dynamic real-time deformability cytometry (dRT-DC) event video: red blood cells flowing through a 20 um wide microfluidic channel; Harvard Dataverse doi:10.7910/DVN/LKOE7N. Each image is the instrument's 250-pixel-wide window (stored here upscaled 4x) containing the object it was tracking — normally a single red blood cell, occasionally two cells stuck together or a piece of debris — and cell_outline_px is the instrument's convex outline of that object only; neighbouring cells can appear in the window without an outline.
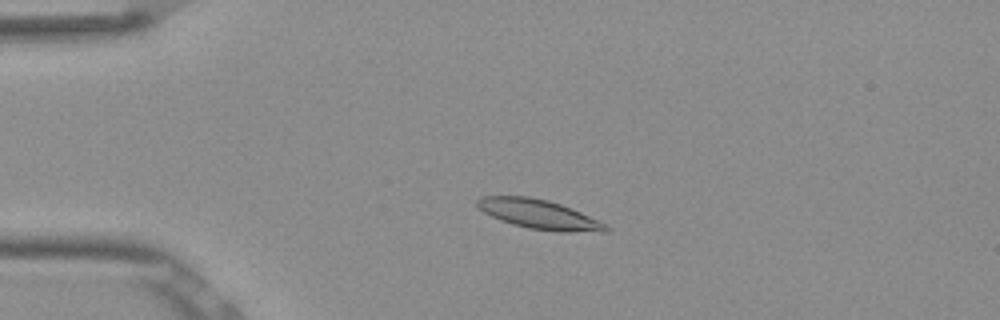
{"species": "Egyptian fruit bat (a non-hibernating species)", "species_latin": "Rousettus aegyptiacus", "temperature_condition": "room temperature", "stored_images_in_passage": 53, "camera_frame_rate_fps": 3000, "um_per_image_px": 0.085, "frame": {"image": 1, "passage_image": 12, "time_ms": 3.667, "image_size_px": [1000, 320], "cell_outline_px": [[608, 232], [560, 232], [528, 228], [512, 224], [500, 220], [484, 212], [476, 204], [476, 200], [480, 196], [528, 196], [548, 200], [560, 204], [580, 212], [604, 224], [608, 228]], "centroid_in_image_um": [45.78, 18.22], "position_along_channel_um": 39.2, "area_um2": 21.79}}
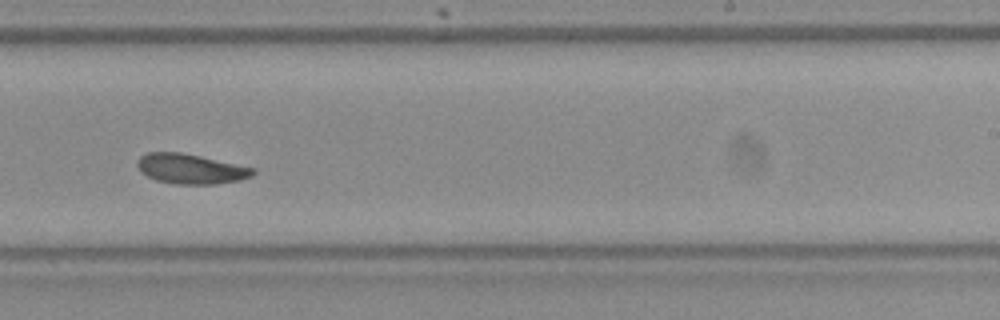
{"frame": {"image": 2, "passage_image": 33, "time_ms": 10.667, "image_size_px": [1000, 320], "cell_outline_px": [[256, 172], [252, 176], [240, 180], [216, 184], [176, 184], [156, 180], [140, 172], [136, 164], [136, 160], [140, 156], [148, 152], [180, 152], [200, 156], [256, 168]], "centroid_in_image_um": [16.21, 14.35], "position_along_channel_um": 272.8, "area_um2": 20.29}}
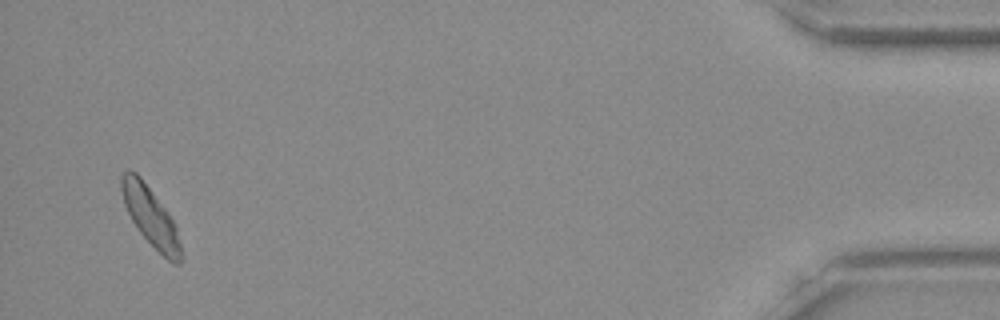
{"frame": {"image": 3, "passage_image": 51, "time_ms": 16.667, "image_size_px": [1000, 320], "cell_outline_px": [[180, 264], [172, 264], [140, 232], [132, 220], [124, 204], [120, 188], [120, 176], [128, 168], [136, 172], [140, 176], [168, 212], [176, 228], [180, 244]], "centroid_in_image_um": [12.75, 18.34], "position_along_channel_um": 422.4, "area_um2": 20.0}}